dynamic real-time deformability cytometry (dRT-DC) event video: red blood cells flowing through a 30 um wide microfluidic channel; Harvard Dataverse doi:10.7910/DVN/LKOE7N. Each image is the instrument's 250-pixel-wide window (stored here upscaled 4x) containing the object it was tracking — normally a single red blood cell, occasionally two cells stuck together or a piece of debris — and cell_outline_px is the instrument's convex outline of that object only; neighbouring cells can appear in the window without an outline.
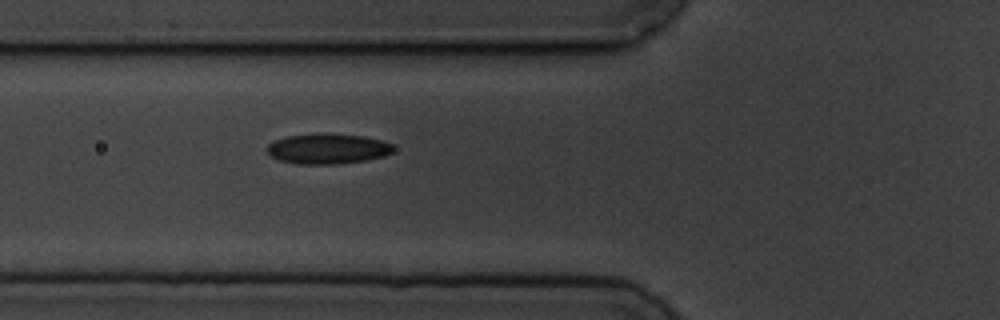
{"species": "common noctule bat (a hibernating species)", "species_latin": "Nyctalus noctula", "temperature_condition": "cold", "stored_images_in_passage": 2, "camera_frame_rate_fps": 3000, "um_per_image_px": 0.085, "animal": {"sex": "male", "body_mass_g": 19.5, "forearm_length_mm": 54.6}, "frame": {"image": 1, "passage_image": 2, "time_ms": 1.0, "image_size_px": [1000, 320], "cell_outline_px": [[392, 152], [384, 156], [364, 160], [332, 164], [296, 164], [280, 160], [272, 156], [264, 148], [272, 140], [288, 136], [316, 132], [324, 132], [364, 136], [384, 140], [392, 144]], "centroid_in_image_um": [27.81, 12.61], "position_along_channel_um": 98.0, "area_um2": 22.6}}